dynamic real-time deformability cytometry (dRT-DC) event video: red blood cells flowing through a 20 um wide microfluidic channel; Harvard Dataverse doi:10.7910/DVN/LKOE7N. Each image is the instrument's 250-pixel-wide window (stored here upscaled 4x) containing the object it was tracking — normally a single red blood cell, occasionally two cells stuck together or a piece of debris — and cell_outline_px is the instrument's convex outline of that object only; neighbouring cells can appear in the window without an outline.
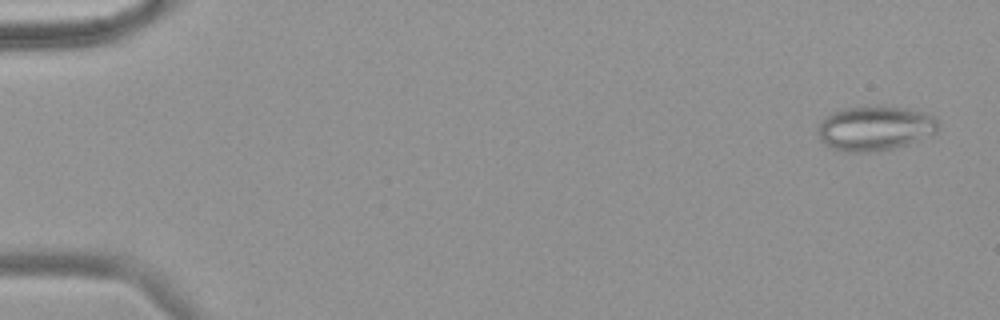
{"species": "common noctule bat (a hibernating species)", "species_latin": "Nyctalus noctula", "temperature_condition": "warm", "stored_images_in_passage": 57, "camera_frame_rate_fps": 3000, "um_per_image_px": 0.085, "animal": {"sex": "female", "body_mass_g": 18.4}, "frame": {"image": 1, "passage_image": 3, "time_ms": 0.667, "image_size_px": [1000, 320], "cell_outline_px": [[940, 124], [936, 132], [920, 140], [908, 144], [880, 152], [844, 152], [832, 148], [824, 144], [820, 140], [816, 132], [816, 124], [824, 116], [832, 112], [844, 108], [876, 104], [904, 108], [932, 116]], "centroid_in_image_um": [74.29, 10.9], "position_along_channel_um": 10.7, "area_um2": 32.08}}
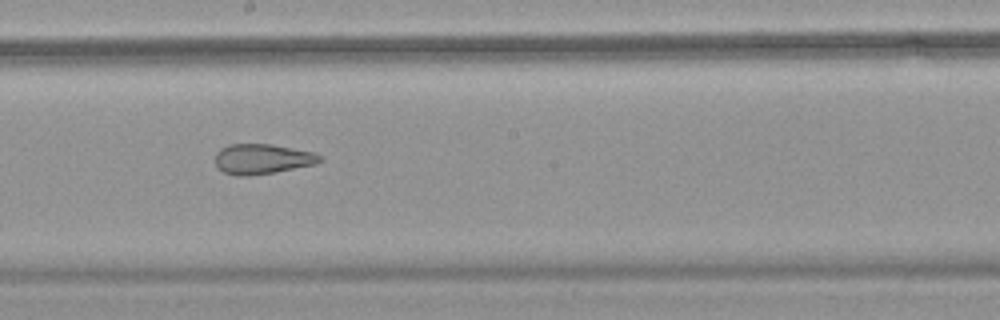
{"frame": {"image": 2, "passage_image": 33, "time_ms": 10.667, "image_size_px": [1000, 320], "cell_outline_px": [[324, 160], [316, 164], [276, 172], [248, 176], [236, 176], [224, 172], [216, 164], [216, 152], [220, 148], [228, 144], [272, 144], [312, 152], [320, 156]], "centroid_in_image_um": [22.29, 13.51], "position_along_channel_um": 225.9, "area_um2": 18.38}}
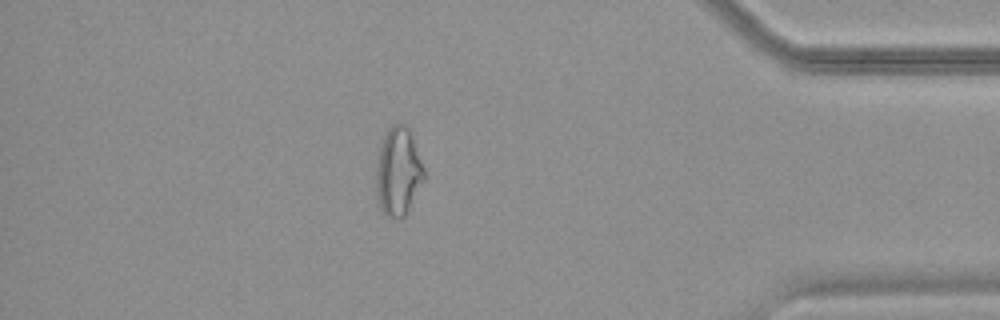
{"frame": {"image": 3, "passage_image": 50, "time_ms": 16.333, "image_size_px": [1000, 320], "cell_outline_px": [[424, 180], [404, 216], [400, 220], [388, 216], [380, 208], [376, 188], [376, 168], [380, 148], [384, 136], [388, 128], [392, 124], [404, 124], [408, 128], [424, 168]], "centroid_in_image_um": [33.84, 14.6], "position_along_channel_um": 401.4, "area_um2": 24.16}, "authors_computed_cell_mechanics": {"area_um2": 24.6806, "velocity_mm_per_s": 3.6624, "shape_relaxation_time_tau1_ms": null, "shape_relaxation_time_tau2_ms": 1.9499, "deformation_change_tau1": null, "deformation_change_tau2": 0.1099}}